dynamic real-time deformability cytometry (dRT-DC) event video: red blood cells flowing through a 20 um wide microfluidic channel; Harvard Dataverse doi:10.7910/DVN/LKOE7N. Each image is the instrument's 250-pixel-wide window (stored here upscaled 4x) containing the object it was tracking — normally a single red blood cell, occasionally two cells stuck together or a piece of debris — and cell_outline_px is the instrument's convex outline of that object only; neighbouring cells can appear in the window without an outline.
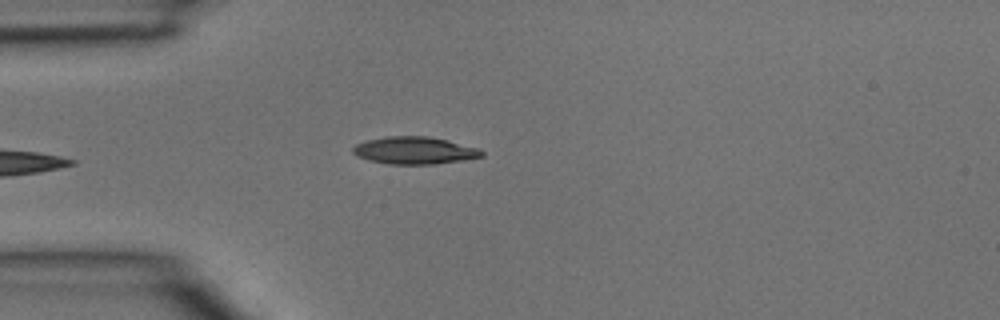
{"species": "common noctule bat (a hibernating species)", "species_latin": "Nyctalus noctula", "temperature_condition": "room temperature", "stored_images_in_passage": 2, "camera_frame_rate_fps": 3000, "um_per_image_px": 0.085, "animal": {"sex": "male", "body_mass_g": 15.6}, "frame": {"image": 1, "passage_image": 2, "time_ms": 0.333, "image_size_px": [1000, 320], "cell_outline_px": [[484, 156], [460, 160], [432, 164], [388, 164], [368, 160], [356, 156], [352, 152], [352, 148], [356, 144], [364, 140], [388, 136], [428, 136], [448, 140], [480, 148], [484, 152]], "centroid_in_image_um": [35.21, 12.78], "position_along_channel_um": 49.8, "area_um2": 20.63}}